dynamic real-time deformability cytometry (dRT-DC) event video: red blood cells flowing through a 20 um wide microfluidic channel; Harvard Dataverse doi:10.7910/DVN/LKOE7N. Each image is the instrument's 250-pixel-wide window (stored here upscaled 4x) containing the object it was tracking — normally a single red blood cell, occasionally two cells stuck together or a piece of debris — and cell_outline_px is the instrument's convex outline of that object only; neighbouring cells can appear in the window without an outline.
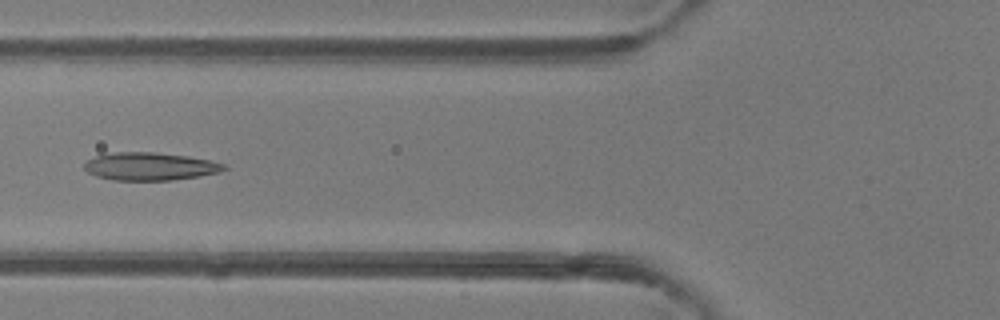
{"species": "common noctule bat (a hibernating species)", "species_latin": "Nyctalus noctula", "temperature_condition": "room temperature", "stored_images_in_passage": 6, "camera_frame_rate_fps": 3000, "um_per_image_px": 0.085, "animal": {"sex": "female"}, "frame": {"image": 1, "passage_image": 6, "time_ms": 6.0, "image_size_px": [1000, 320], "cell_outline_px": [[228, 168], [220, 172], [200, 176], [172, 180], [112, 180], [96, 176], [88, 172], [84, 168], [84, 164], [88, 160], [96, 156], [116, 152], [156, 152], [188, 156], [208, 160], [224, 164]], "centroid_in_image_um": [12.76, 14.15], "position_along_channel_um": 113.0, "area_um2": 22.6}}